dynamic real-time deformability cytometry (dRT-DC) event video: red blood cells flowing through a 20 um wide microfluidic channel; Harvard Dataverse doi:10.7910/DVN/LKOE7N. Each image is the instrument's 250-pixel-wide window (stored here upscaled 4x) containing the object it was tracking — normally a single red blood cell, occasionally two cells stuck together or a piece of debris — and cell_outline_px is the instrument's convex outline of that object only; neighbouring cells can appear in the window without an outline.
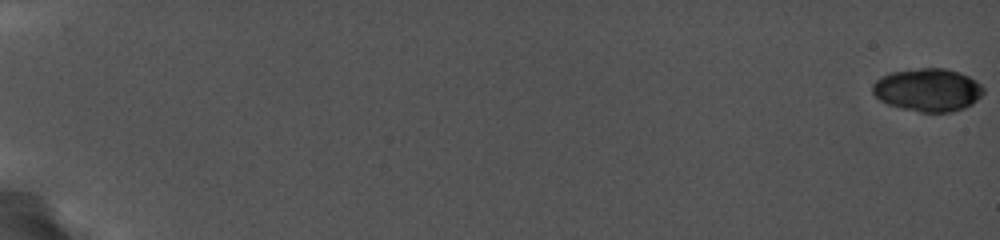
{"species": "common noctule bat (a hibernating species)", "species_latin": "Nyctalus noctula", "temperature_condition": "cold", "stored_images_in_passage": 30, "camera_frame_rate_fps": 5000, "um_per_image_px": 0.085, "animal": {"sex": "female", "body_mass_g": 19.0, "forearm_length_mm": 56.7}, "frame": {"image": 1, "passage_image": 1, "time_ms": 0.0, "image_size_px": [1000, 240], "cell_outline_px": [[984, 92], [972, 104], [964, 108], [952, 112], [920, 112], [888, 104], [880, 100], [872, 92], [872, 84], [880, 76], [892, 72], [920, 68], [944, 68], [960, 72], [976, 80], [984, 88]], "centroid_in_image_um": [78.87, 7.63], "position_along_channel_um": 6.1, "area_um2": 27.74}}
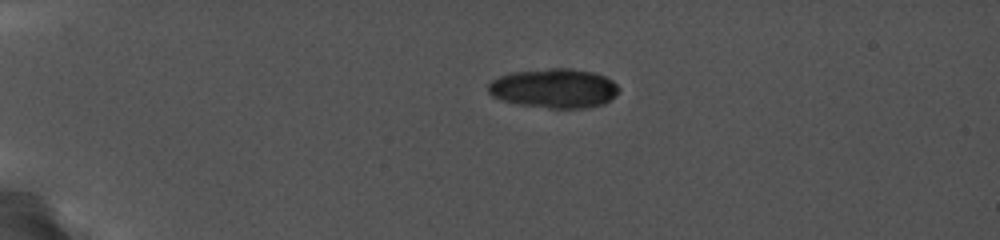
{"frame": {"image": 2, "passage_image": 20, "time_ms": 5.0, "image_size_px": [1000, 240], "cell_outline_px": [[620, 88], [616, 96], [604, 104], [584, 108], [548, 108], [516, 104], [500, 100], [492, 96], [488, 92], [488, 84], [492, 80], [500, 76], [512, 72], [552, 68], [568, 68], [592, 72], [604, 76], [612, 80]], "centroid_in_image_um": [47.1, 7.51], "position_along_channel_um": 37.9, "area_um2": 30.11}}